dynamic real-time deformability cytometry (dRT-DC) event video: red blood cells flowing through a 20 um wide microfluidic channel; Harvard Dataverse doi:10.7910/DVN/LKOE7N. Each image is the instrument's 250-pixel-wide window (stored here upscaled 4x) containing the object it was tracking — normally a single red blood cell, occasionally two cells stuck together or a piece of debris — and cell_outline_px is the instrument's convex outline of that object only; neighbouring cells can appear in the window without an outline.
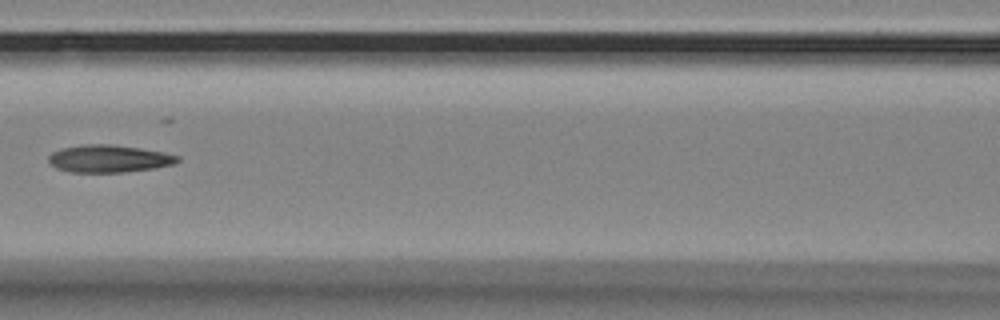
{"species": "Egyptian fruit bat (a non-hibernating species)", "species_latin": "Rousettus aegyptiacus", "temperature_condition": "room temperature", "stored_images_in_passage": 11, "camera_frame_rate_fps": 3000, "um_per_image_px": 0.085, "animal": {"sex": "female"}, "frame": {"image": 1, "passage_image": 7, "time_ms": 7.0, "image_size_px": [1000, 320], "cell_outline_px": [[180, 160], [176, 164], [152, 168], [124, 172], [68, 172], [56, 168], [48, 160], [48, 156], [52, 152], [60, 148], [84, 144], [112, 144], [140, 148], [164, 152], [180, 156]], "centroid_in_image_um": [9.26, 13.48], "position_along_channel_um": 157.3, "area_um2": 20.75}}
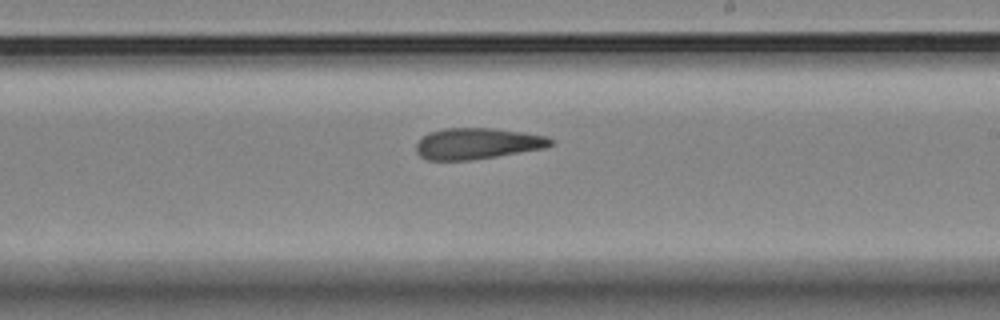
{"frame": {"image": 2, "passage_image": 10, "time_ms": 12.0, "image_size_px": [1000, 320], "cell_outline_px": [[552, 144], [544, 148], [496, 156], [468, 160], [428, 160], [420, 156], [416, 152], [416, 144], [428, 132], [444, 128], [492, 128], [524, 132], [548, 136], [552, 140]], "centroid_in_image_um": [40.55, 12.19], "position_along_channel_um": 248.4, "area_um2": 24.28}}
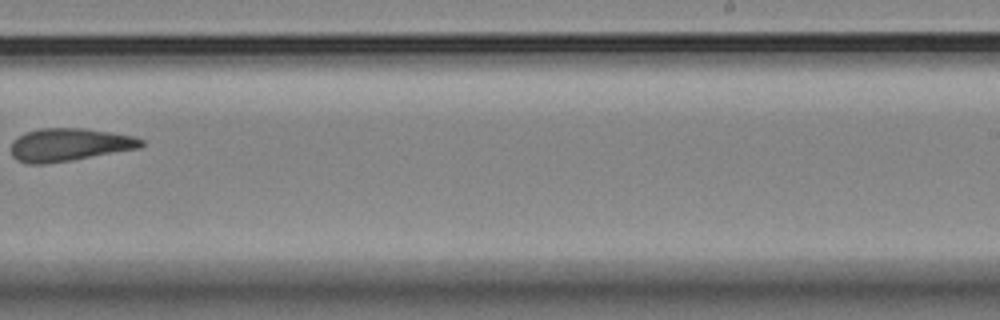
{"frame": {"image": 3, "passage_image": 11, "time_ms": 13.0, "image_size_px": [1000, 320], "cell_outline_px": [[144, 144], [140, 148], [72, 160], [44, 164], [24, 164], [16, 160], [12, 156], [12, 140], [24, 132], [40, 128], [84, 128], [132, 136], [144, 140]], "centroid_in_image_um": [5.84, 12.3], "position_along_channel_um": 283.2, "area_um2": 25.03}}